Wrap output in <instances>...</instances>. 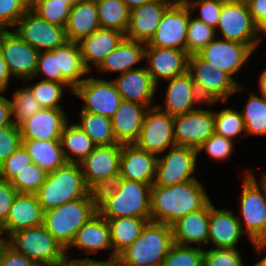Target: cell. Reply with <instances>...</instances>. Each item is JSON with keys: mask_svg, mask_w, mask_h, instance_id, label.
I'll list each match as a JSON object with an SVG mask.
<instances>
[{"mask_svg": "<svg viewBox=\"0 0 266 266\" xmlns=\"http://www.w3.org/2000/svg\"><path fill=\"white\" fill-rule=\"evenodd\" d=\"M209 201L197 179L172 186H151L150 219L171 226L186 214L200 210Z\"/></svg>", "mask_w": 266, "mask_h": 266, "instance_id": "obj_1", "label": "cell"}, {"mask_svg": "<svg viewBox=\"0 0 266 266\" xmlns=\"http://www.w3.org/2000/svg\"><path fill=\"white\" fill-rule=\"evenodd\" d=\"M173 243L171 226L149 221L140 236L117 256L116 262L118 266H162Z\"/></svg>", "mask_w": 266, "mask_h": 266, "instance_id": "obj_2", "label": "cell"}, {"mask_svg": "<svg viewBox=\"0 0 266 266\" xmlns=\"http://www.w3.org/2000/svg\"><path fill=\"white\" fill-rule=\"evenodd\" d=\"M35 194L44 212L88 196L80 163L66 162L54 172L47 173L45 182Z\"/></svg>", "mask_w": 266, "mask_h": 266, "instance_id": "obj_3", "label": "cell"}, {"mask_svg": "<svg viewBox=\"0 0 266 266\" xmlns=\"http://www.w3.org/2000/svg\"><path fill=\"white\" fill-rule=\"evenodd\" d=\"M5 242L39 266H59L68 260L66 249L43 224L19 230L11 234Z\"/></svg>", "mask_w": 266, "mask_h": 266, "instance_id": "obj_4", "label": "cell"}, {"mask_svg": "<svg viewBox=\"0 0 266 266\" xmlns=\"http://www.w3.org/2000/svg\"><path fill=\"white\" fill-rule=\"evenodd\" d=\"M96 213L89 196H85L45 211L43 225L67 251L77 231Z\"/></svg>", "mask_w": 266, "mask_h": 266, "instance_id": "obj_5", "label": "cell"}, {"mask_svg": "<svg viewBox=\"0 0 266 266\" xmlns=\"http://www.w3.org/2000/svg\"><path fill=\"white\" fill-rule=\"evenodd\" d=\"M187 72L192 76L199 96L209 106L219 100L226 102L229 96L243 90L228 73L206 62L198 54L188 56Z\"/></svg>", "mask_w": 266, "mask_h": 266, "instance_id": "obj_6", "label": "cell"}, {"mask_svg": "<svg viewBox=\"0 0 266 266\" xmlns=\"http://www.w3.org/2000/svg\"><path fill=\"white\" fill-rule=\"evenodd\" d=\"M251 171H246L241 193V214L245 229L257 252L266 249V187ZM262 189V190H261Z\"/></svg>", "mask_w": 266, "mask_h": 266, "instance_id": "obj_7", "label": "cell"}, {"mask_svg": "<svg viewBox=\"0 0 266 266\" xmlns=\"http://www.w3.org/2000/svg\"><path fill=\"white\" fill-rule=\"evenodd\" d=\"M151 185L124 179L117 191L98 209L106 220L135 217L150 218Z\"/></svg>", "mask_w": 266, "mask_h": 266, "instance_id": "obj_8", "label": "cell"}, {"mask_svg": "<svg viewBox=\"0 0 266 266\" xmlns=\"http://www.w3.org/2000/svg\"><path fill=\"white\" fill-rule=\"evenodd\" d=\"M0 52L11 76L23 80L24 84L33 79L40 52L15 31L0 30Z\"/></svg>", "mask_w": 266, "mask_h": 266, "instance_id": "obj_9", "label": "cell"}, {"mask_svg": "<svg viewBox=\"0 0 266 266\" xmlns=\"http://www.w3.org/2000/svg\"><path fill=\"white\" fill-rule=\"evenodd\" d=\"M164 106L153 105L146 111L141 133L134 144L147 152L161 154L175 144L173 116L162 111Z\"/></svg>", "mask_w": 266, "mask_h": 266, "instance_id": "obj_10", "label": "cell"}, {"mask_svg": "<svg viewBox=\"0 0 266 266\" xmlns=\"http://www.w3.org/2000/svg\"><path fill=\"white\" fill-rule=\"evenodd\" d=\"M169 150L168 154L157 159L152 186H172L196 179L193 173L196 169L198 151L179 145H174Z\"/></svg>", "mask_w": 266, "mask_h": 266, "instance_id": "obj_11", "label": "cell"}, {"mask_svg": "<svg viewBox=\"0 0 266 266\" xmlns=\"http://www.w3.org/2000/svg\"><path fill=\"white\" fill-rule=\"evenodd\" d=\"M190 8L183 0H176L163 14L154 35L146 47L179 48L186 51Z\"/></svg>", "mask_w": 266, "mask_h": 266, "instance_id": "obj_12", "label": "cell"}, {"mask_svg": "<svg viewBox=\"0 0 266 266\" xmlns=\"http://www.w3.org/2000/svg\"><path fill=\"white\" fill-rule=\"evenodd\" d=\"M16 26L13 31L39 52L54 50L68 41L64 27L49 23L31 8L26 10Z\"/></svg>", "mask_w": 266, "mask_h": 266, "instance_id": "obj_13", "label": "cell"}, {"mask_svg": "<svg viewBox=\"0 0 266 266\" xmlns=\"http://www.w3.org/2000/svg\"><path fill=\"white\" fill-rule=\"evenodd\" d=\"M220 29L222 39L248 45L256 49V24L253 22L248 6L224 0L219 23L215 29Z\"/></svg>", "mask_w": 266, "mask_h": 266, "instance_id": "obj_14", "label": "cell"}, {"mask_svg": "<svg viewBox=\"0 0 266 266\" xmlns=\"http://www.w3.org/2000/svg\"><path fill=\"white\" fill-rule=\"evenodd\" d=\"M73 93L83 99L82 110L111 118L123 101L112 80L92 76L77 85Z\"/></svg>", "mask_w": 266, "mask_h": 266, "instance_id": "obj_15", "label": "cell"}, {"mask_svg": "<svg viewBox=\"0 0 266 266\" xmlns=\"http://www.w3.org/2000/svg\"><path fill=\"white\" fill-rule=\"evenodd\" d=\"M175 144L198 149L214 132V112L195 109L173 116Z\"/></svg>", "mask_w": 266, "mask_h": 266, "instance_id": "obj_16", "label": "cell"}, {"mask_svg": "<svg viewBox=\"0 0 266 266\" xmlns=\"http://www.w3.org/2000/svg\"><path fill=\"white\" fill-rule=\"evenodd\" d=\"M253 52L246 44L214 38L197 54L206 62L225 71L232 77L248 61Z\"/></svg>", "mask_w": 266, "mask_h": 266, "instance_id": "obj_17", "label": "cell"}, {"mask_svg": "<svg viewBox=\"0 0 266 266\" xmlns=\"http://www.w3.org/2000/svg\"><path fill=\"white\" fill-rule=\"evenodd\" d=\"M188 54L179 48L146 47V67L156 86L160 78L170 80L187 72Z\"/></svg>", "mask_w": 266, "mask_h": 266, "instance_id": "obj_18", "label": "cell"}, {"mask_svg": "<svg viewBox=\"0 0 266 266\" xmlns=\"http://www.w3.org/2000/svg\"><path fill=\"white\" fill-rule=\"evenodd\" d=\"M176 0H152L130 10L125 38L147 43L154 35L163 14Z\"/></svg>", "mask_w": 266, "mask_h": 266, "instance_id": "obj_19", "label": "cell"}, {"mask_svg": "<svg viewBox=\"0 0 266 266\" xmlns=\"http://www.w3.org/2000/svg\"><path fill=\"white\" fill-rule=\"evenodd\" d=\"M66 117L62 108H42L18 125L21 137L31 140H60L68 123Z\"/></svg>", "mask_w": 266, "mask_h": 266, "instance_id": "obj_20", "label": "cell"}, {"mask_svg": "<svg viewBox=\"0 0 266 266\" xmlns=\"http://www.w3.org/2000/svg\"><path fill=\"white\" fill-rule=\"evenodd\" d=\"M242 225L240 217L226 208L216 209L211 200L209 201L207 244L211 241L216 249H236L240 237L244 234Z\"/></svg>", "mask_w": 266, "mask_h": 266, "instance_id": "obj_21", "label": "cell"}, {"mask_svg": "<svg viewBox=\"0 0 266 266\" xmlns=\"http://www.w3.org/2000/svg\"><path fill=\"white\" fill-rule=\"evenodd\" d=\"M157 159L155 154L138 148L134 143L122 144L120 174L124 179L152 186L155 180Z\"/></svg>", "mask_w": 266, "mask_h": 266, "instance_id": "obj_22", "label": "cell"}, {"mask_svg": "<svg viewBox=\"0 0 266 266\" xmlns=\"http://www.w3.org/2000/svg\"><path fill=\"white\" fill-rule=\"evenodd\" d=\"M43 219L44 210L38 202L36 194L18 193L0 231L9 237L19 230L42 225Z\"/></svg>", "mask_w": 266, "mask_h": 266, "instance_id": "obj_23", "label": "cell"}, {"mask_svg": "<svg viewBox=\"0 0 266 266\" xmlns=\"http://www.w3.org/2000/svg\"><path fill=\"white\" fill-rule=\"evenodd\" d=\"M123 101L153 107L157 86L146 67L129 70L112 80Z\"/></svg>", "mask_w": 266, "mask_h": 266, "instance_id": "obj_24", "label": "cell"}, {"mask_svg": "<svg viewBox=\"0 0 266 266\" xmlns=\"http://www.w3.org/2000/svg\"><path fill=\"white\" fill-rule=\"evenodd\" d=\"M122 144L95 146L80 163L85 183L89 186L96 180L120 173Z\"/></svg>", "mask_w": 266, "mask_h": 266, "instance_id": "obj_25", "label": "cell"}, {"mask_svg": "<svg viewBox=\"0 0 266 266\" xmlns=\"http://www.w3.org/2000/svg\"><path fill=\"white\" fill-rule=\"evenodd\" d=\"M124 38L125 34L120 31L100 28L78 42L85 68L92 71L90 62L97 68Z\"/></svg>", "mask_w": 266, "mask_h": 266, "instance_id": "obj_26", "label": "cell"}, {"mask_svg": "<svg viewBox=\"0 0 266 266\" xmlns=\"http://www.w3.org/2000/svg\"><path fill=\"white\" fill-rule=\"evenodd\" d=\"M148 108L134 102L120 103L111 117L113 132L120 144H132L138 139Z\"/></svg>", "mask_w": 266, "mask_h": 266, "instance_id": "obj_27", "label": "cell"}, {"mask_svg": "<svg viewBox=\"0 0 266 266\" xmlns=\"http://www.w3.org/2000/svg\"><path fill=\"white\" fill-rule=\"evenodd\" d=\"M167 81L169 84L164 99L166 108L162 111L175 116L197 109L193 107L196 103H205L199 96L192 76L188 72Z\"/></svg>", "mask_w": 266, "mask_h": 266, "instance_id": "obj_28", "label": "cell"}, {"mask_svg": "<svg viewBox=\"0 0 266 266\" xmlns=\"http://www.w3.org/2000/svg\"><path fill=\"white\" fill-rule=\"evenodd\" d=\"M209 202L200 210L190 212L171 225L173 242L180 245L207 244Z\"/></svg>", "mask_w": 266, "mask_h": 266, "instance_id": "obj_29", "label": "cell"}, {"mask_svg": "<svg viewBox=\"0 0 266 266\" xmlns=\"http://www.w3.org/2000/svg\"><path fill=\"white\" fill-rule=\"evenodd\" d=\"M100 28L96 1L75 2L65 26L67 40L78 43Z\"/></svg>", "mask_w": 266, "mask_h": 266, "instance_id": "obj_30", "label": "cell"}, {"mask_svg": "<svg viewBox=\"0 0 266 266\" xmlns=\"http://www.w3.org/2000/svg\"><path fill=\"white\" fill-rule=\"evenodd\" d=\"M77 247L88 255L112 248L108 222L98 212L92 216L76 233L69 247Z\"/></svg>", "mask_w": 266, "mask_h": 266, "instance_id": "obj_31", "label": "cell"}, {"mask_svg": "<svg viewBox=\"0 0 266 266\" xmlns=\"http://www.w3.org/2000/svg\"><path fill=\"white\" fill-rule=\"evenodd\" d=\"M145 48L144 42L124 38L97 68L101 72H120V74L137 69L133 66L145 59Z\"/></svg>", "mask_w": 266, "mask_h": 266, "instance_id": "obj_32", "label": "cell"}, {"mask_svg": "<svg viewBox=\"0 0 266 266\" xmlns=\"http://www.w3.org/2000/svg\"><path fill=\"white\" fill-rule=\"evenodd\" d=\"M150 218L121 217L107 220L110 228L112 242V253L109 255L110 261H116L117 256L132 244L139 236Z\"/></svg>", "mask_w": 266, "mask_h": 266, "instance_id": "obj_33", "label": "cell"}, {"mask_svg": "<svg viewBox=\"0 0 266 266\" xmlns=\"http://www.w3.org/2000/svg\"><path fill=\"white\" fill-rule=\"evenodd\" d=\"M54 56L57 73H61L74 88L85 80L81 77L89 71L84 66L78 43L67 41L64 45L54 49Z\"/></svg>", "mask_w": 266, "mask_h": 266, "instance_id": "obj_34", "label": "cell"}, {"mask_svg": "<svg viewBox=\"0 0 266 266\" xmlns=\"http://www.w3.org/2000/svg\"><path fill=\"white\" fill-rule=\"evenodd\" d=\"M22 144L31 156L33 163L47 173L54 172L66 163L60 140L22 139Z\"/></svg>", "mask_w": 266, "mask_h": 266, "instance_id": "obj_35", "label": "cell"}, {"mask_svg": "<svg viewBox=\"0 0 266 266\" xmlns=\"http://www.w3.org/2000/svg\"><path fill=\"white\" fill-rule=\"evenodd\" d=\"M61 147L66 162L81 163L95 148L91 137L76 123H67L60 136ZM76 156L74 157L70 156Z\"/></svg>", "mask_w": 266, "mask_h": 266, "instance_id": "obj_36", "label": "cell"}, {"mask_svg": "<svg viewBox=\"0 0 266 266\" xmlns=\"http://www.w3.org/2000/svg\"><path fill=\"white\" fill-rule=\"evenodd\" d=\"M77 124L96 146L119 144L113 132L111 118L81 110Z\"/></svg>", "mask_w": 266, "mask_h": 266, "instance_id": "obj_37", "label": "cell"}, {"mask_svg": "<svg viewBox=\"0 0 266 266\" xmlns=\"http://www.w3.org/2000/svg\"><path fill=\"white\" fill-rule=\"evenodd\" d=\"M100 27L126 34L130 10L121 0H95Z\"/></svg>", "mask_w": 266, "mask_h": 266, "instance_id": "obj_38", "label": "cell"}, {"mask_svg": "<svg viewBox=\"0 0 266 266\" xmlns=\"http://www.w3.org/2000/svg\"><path fill=\"white\" fill-rule=\"evenodd\" d=\"M241 116L245 122L246 135H266V97L250 92Z\"/></svg>", "mask_w": 266, "mask_h": 266, "instance_id": "obj_39", "label": "cell"}, {"mask_svg": "<svg viewBox=\"0 0 266 266\" xmlns=\"http://www.w3.org/2000/svg\"><path fill=\"white\" fill-rule=\"evenodd\" d=\"M74 3V0H35L30 8L49 23L65 28Z\"/></svg>", "mask_w": 266, "mask_h": 266, "instance_id": "obj_40", "label": "cell"}, {"mask_svg": "<svg viewBox=\"0 0 266 266\" xmlns=\"http://www.w3.org/2000/svg\"><path fill=\"white\" fill-rule=\"evenodd\" d=\"M191 15L193 14L189 16L186 39V53L188 55L197 54L217 37L213 27L196 17L192 18Z\"/></svg>", "mask_w": 266, "mask_h": 266, "instance_id": "obj_41", "label": "cell"}, {"mask_svg": "<svg viewBox=\"0 0 266 266\" xmlns=\"http://www.w3.org/2000/svg\"><path fill=\"white\" fill-rule=\"evenodd\" d=\"M27 87L42 108H62L59 104L64 94L63 89L70 88L72 93L74 90L71 84L48 80H41L37 84Z\"/></svg>", "mask_w": 266, "mask_h": 266, "instance_id": "obj_42", "label": "cell"}, {"mask_svg": "<svg viewBox=\"0 0 266 266\" xmlns=\"http://www.w3.org/2000/svg\"><path fill=\"white\" fill-rule=\"evenodd\" d=\"M243 131L245 135V122L240 112L230 108L214 112V132L217 135L233 140Z\"/></svg>", "mask_w": 266, "mask_h": 266, "instance_id": "obj_43", "label": "cell"}, {"mask_svg": "<svg viewBox=\"0 0 266 266\" xmlns=\"http://www.w3.org/2000/svg\"><path fill=\"white\" fill-rule=\"evenodd\" d=\"M203 249L173 243L166 255L162 266H202Z\"/></svg>", "mask_w": 266, "mask_h": 266, "instance_id": "obj_44", "label": "cell"}, {"mask_svg": "<svg viewBox=\"0 0 266 266\" xmlns=\"http://www.w3.org/2000/svg\"><path fill=\"white\" fill-rule=\"evenodd\" d=\"M12 98L11 107L12 116L15 117L13 120L15 125H19L42 109L28 87L17 89Z\"/></svg>", "mask_w": 266, "mask_h": 266, "instance_id": "obj_45", "label": "cell"}, {"mask_svg": "<svg viewBox=\"0 0 266 266\" xmlns=\"http://www.w3.org/2000/svg\"><path fill=\"white\" fill-rule=\"evenodd\" d=\"M47 172L35 163L23 169L11 181L18 193L35 194L46 180Z\"/></svg>", "mask_w": 266, "mask_h": 266, "instance_id": "obj_46", "label": "cell"}, {"mask_svg": "<svg viewBox=\"0 0 266 266\" xmlns=\"http://www.w3.org/2000/svg\"><path fill=\"white\" fill-rule=\"evenodd\" d=\"M123 178L120 173L96 180L88 186V196L94 207L98 209L106 202L121 185Z\"/></svg>", "mask_w": 266, "mask_h": 266, "instance_id": "obj_47", "label": "cell"}, {"mask_svg": "<svg viewBox=\"0 0 266 266\" xmlns=\"http://www.w3.org/2000/svg\"><path fill=\"white\" fill-rule=\"evenodd\" d=\"M33 164L32 158L23 144L0 165V178L12 181L18 173Z\"/></svg>", "mask_w": 266, "mask_h": 266, "instance_id": "obj_48", "label": "cell"}, {"mask_svg": "<svg viewBox=\"0 0 266 266\" xmlns=\"http://www.w3.org/2000/svg\"><path fill=\"white\" fill-rule=\"evenodd\" d=\"M183 1L190 10L195 7H200V15L196 16V18L216 29L219 23L224 0H196L194 2L191 0Z\"/></svg>", "mask_w": 266, "mask_h": 266, "instance_id": "obj_49", "label": "cell"}, {"mask_svg": "<svg viewBox=\"0 0 266 266\" xmlns=\"http://www.w3.org/2000/svg\"><path fill=\"white\" fill-rule=\"evenodd\" d=\"M202 266H244L237 249L212 248L203 251Z\"/></svg>", "mask_w": 266, "mask_h": 266, "instance_id": "obj_50", "label": "cell"}, {"mask_svg": "<svg viewBox=\"0 0 266 266\" xmlns=\"http://www.w3.org/2000/svg\"><path fill=\"white\" fill-rule=\"evenodd\" d=\"M233 141L234 140L214 133L197 149V151L199 153L204 150L213 160L223 161L231 156L234 149Z\"/></svg>", "mask_w": 266, "mask_h": 266, "instance_id": "obj_51", "label": "cell"}, {"mask_svg": "<svg viewBox=\"0 0 266 266\" xmlns=\"http://www.w3.org/2000/svg\"><path fill=\"white\" fill-rule=\"evenodd\" d=\"M22 144L18 125L0 127V165L8 159Z\"/></svg>", "mask_w": 266, "mask_h": 266, "instance_id": "obj_52", "label": "cell"}, {"mask_svg": "<svg viewBox=\"0 0 266 266\" xmlns=\"http://www.w3.org/2000/svg\"><path fill=\"white\" fill-rule=\"evenodd\" d=\"M42 76V80L56 81L63 84H70L61 73H57L56 57L54 50L41 51L38 56L35 77Z\"/></svg>", "mask_w": 266, "mask_h": 266, "instance_id": "obj_53", "label": "cell"}, {"mask_svg": "<svg viewBox=\"0 0 266 266\" xmlns=\"http://www.w3.org/2000/svg\"><path fill=\"white\" fill-rule=\"evenodd\" d=\"M28 8L22 0H0V30L15 27Z\"/></svg>", "mask_w": 266, "mask_h": 266, "instance_id": "obj_54", "label": "cell"}, {"mask_svg": "<svg viewBox=\"0 0 266 266\" xmlns=\"http://www.w3.org/2000/svg\"><path fill=\"white\" fill-rule=\"evenodd\" d=\"M0 266H39L22 253L17 252L6 242L0 248Z\"/></svg>", "mask_w": 266, "mask_h": 266, "instance_id": "obj_55", "label": "cell"}, {"mask_svg": "<svg viewBox=\"0 0 266 266\" xmlns=\"http://www.w3.org/2000/svg\"><path fill=\"white\" fill-rule=\"evenodd\" d=\"M17 194L10 181L0 178V227L5 223Z\"/></svg>", "mask_w": 266, "mask_h": 266, "instance_id": "obj_56", "label": "cell"}, {"mask_svg": "<svg viewBox=\"0 0 266 266\" xmlns=\"http://www.w3.org/2000/svg\"><path fill=\"white\" fill-rule=\"evenodd\" d=\"M4 91H0L2 93ZM12 107L11 100L0 95V127L12 125Z\"/></svg>", "mask_w": 266, "mask_h": 266, "instance_id": "obj_57", "label": "cell"}, {"mask_svg": "<svg viewBox=\"0 0 266 266\" xmlns=\"http://www.w3.org/2000/svg\"><path fill=\"white\" fill-rule=\"evenodd\" d=\"M247 6L255 24L266 16V0H253Z\"/></svg>", "mask_w": 266, "mask_h": 266, "instance_id": "obj_58", "label": "cell"}, {"mask_svg": "<svg viewBox=\"0 0 266 266\" xmlns=\"http://www.w3.org/2000/svg\"><path fill=\"white\" fill-rule=\"evenodd\" d=\"M10 77L12 78L0 52V91H5L7 89Z\"/></svg>", "mask_w": 266, "mask_h": 266, "instance_id": "obj_59", "label": "cell"}, {"mask_svg": "<svg viewBox=\"0 0 266 266\" xmlns=\"http://www.w3.org/2000/svg\"><path fill=\"white\" fill-rule=\"evenodd\" d=\"M71 261H85V266H118L116 261H97L91 258L72 259Z\"/></svg>", "mask_w": 266, "mask_h": 266, "instance_id": "obj_60", "label": "cell"}, {"mask_svg": "<svg viewBox=\"0 0 266 266\" xmlns=\"http://www.w3.org/2000/svg\"><path fill=\"white\" fill-rule=\"evenodd\" d=\"M266 34V16L262 18L257 24H256V37H257V45L260 44L261 41L259 38V34Z\"/></svg>", "mask_w": 266, "mask_h": 266, "instance_id": "obj_61", "label": "cell"}, {"mask_svg": "<svg viewBox=\"0 0 266 266\" xmlns=\"http://www.w3.org/2000/svg\"><path fill=\"white\" fill-rule=\"evenodd\" d=\"M121 1L128 7L129 10H132L133 8L151 2L152 0H121Z\"/></svg>", "mask_w": 266, "mask_h": 266, "instance_id": "obj_62", "label": "cell"}, {"mask_svg": "<svg viewBox=\"0 0 266 266\" xmlns=\"http://www.w3.org/2000/svg\"><path fill=\"white\" fill-rule=\"evenodd\" d=\"M259 87H260L261 95L266 97V69L263 70V72L260 75Z\"/></svg>", "mask_w": 266, "mask_h": 266, "instance_id": "obj_63", "label": "cell"}, {"mask_svg": "<svg viewBox=\"0 0 266 266\" xmlns=\"http://www.w3.org/2000/svg\"><path fill=\"white\" fill-rule=\"evenodd\" d=\"M59 266H85V261H71L68 259Z\"/></svg>", "mask_w": 266, "mask_h": 266, "instance_id": "obj_64", "label": "cell"}, {"mask_svg": "<svg viewBox=\"0 0 266 266\" xmlns=\"http://www.w3.org/2000/svg\"><path fill=\"white\" fill-rule=\"evenodd\" d=\"M229 1L236 2V3H240V4H243V5H248V4H250L253 0H229Z\"/></svg>", "mask_w": 266, "mask_h": 266, "instance_id": "obj_65", "label": "cell"}, {"mask_svg": "<svg viewBox=\"0 0 266 266\" xmlns=\"http://www.w3.org/2000/svg\"><path fill=\"white\" fill-rule=\"evenodd\" d=\"M254 266H266V257H264L262 260L256 262Z\"/></svg>", "mask_w": 266, "mask_h": 266, "instance_id": "obj_66", "label": "cell"}, {"mask_svg": "<svg viewBox=\"0 0 266 266\" xmlns=\"http://www.w3.org/2000/svg\"><path fill=\"white\" fill-rule=\"evenodd\" d=\"M29 8L34 4L35 0H22Z\"/></svg>", "mask_w": 266, "mask_h": 266, "instance_id": "obj_67", "label": "cell"}, {"mask_svg": "<svg viewBox=\"0 0 266 266\" xmlns=\"http://www.w3.org/2000/svg\"><path fill=\"white\" fill-rule=\"evenodd\" d=\"M2 232L0 231V248L2 247V245L5 243V239L2 238Z\"/></svg>", "mask_w": 266, "mask_h": 266, "instance_id": "obj_68", "label": "cell"}, {"mask_svg": "<svg viewBox=\"0 0 266 266\" xmlns=\"http://www.w3.org/2000/svg\"><path fill=\"white\" fill-rule=\"evenodd\" d=\"M261 182L264 184V186L266 187V175L264 174L263 176H262V180H261Z\"/></svg>", "mask_w": 266, "mask_h": 266, "instance_id": "obj_69", "label": "cell"}]
</instances>
